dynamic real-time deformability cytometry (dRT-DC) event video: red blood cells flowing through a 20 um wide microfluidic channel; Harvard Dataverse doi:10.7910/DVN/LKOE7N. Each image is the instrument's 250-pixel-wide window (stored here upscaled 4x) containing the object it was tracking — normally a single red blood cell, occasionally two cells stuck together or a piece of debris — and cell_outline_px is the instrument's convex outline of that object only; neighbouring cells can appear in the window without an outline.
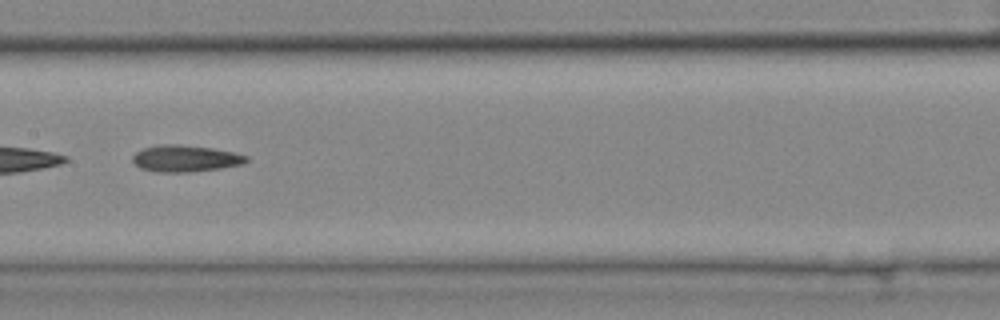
{"species": "common noctule bat (a hibernating species)", "species_latin": "Nyctalus noctula", "temperature_condition": "cold", "stored_images_in_passage": 30, "segment_of_instrument_passage": [2, 2], "camera_frame_rate_fps": 3000, "um_per_image_px": 0.085, "animal": {"sex": "female", "body_mass_g": 25.1}, "frame": {"image": 1, "passage_image": 28, "time_ms": 9.0, "image_size_px": [1000, 320], "cell_outline_px": [[248, 160], [244, 164], [220, 168], [192, 172], [156, 172], [140, 168], [132, 160], [132, 156], [136, 152], [144, 148], [160, 144], [180, 144], [212, 148], [236, 152], [248, 156]], "centroid_in_image_um": [15.78, 13.47], "position_along_channel_um": 191.6, "area_um2": 17.8}}